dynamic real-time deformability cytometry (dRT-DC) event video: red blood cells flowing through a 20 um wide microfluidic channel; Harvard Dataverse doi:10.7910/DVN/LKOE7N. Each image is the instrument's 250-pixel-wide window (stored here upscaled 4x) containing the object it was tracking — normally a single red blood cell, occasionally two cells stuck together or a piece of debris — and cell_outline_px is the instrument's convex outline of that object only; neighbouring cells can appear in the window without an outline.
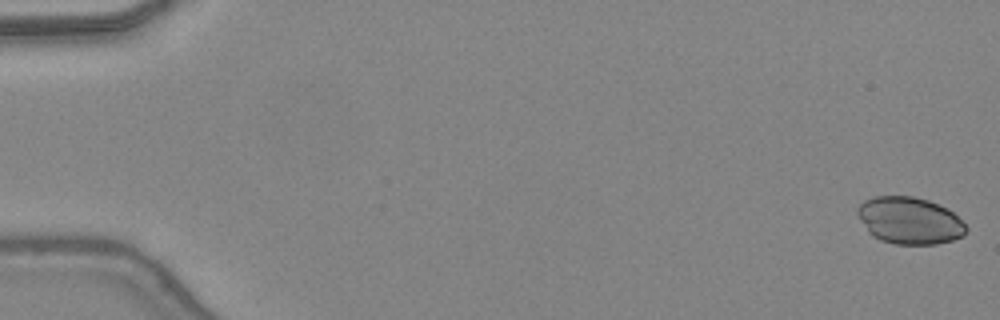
{"species": "common noctule bat (a hibernating species)", "species_latin": "Nyctalus noctula", "temperature_condition": "warm", "stored_images_in_passage": 47, "camera_frame_rate_fps": 3000, "um_per_image_px": 0.085, "animal": {"sex": "female", "body_mass_g": 24.6, "forearm_length_mm": 56.2}, "frame": {"image": 1, "passage_image": 1, "time_ms": 0.0, "image_size_px": [1000, 320], "cell_outline_px": [[968, 228], [964, 236], [952, 240], [936, 244], [896, 244], [880, 240], [872, 236], [868, 232], [860, 220], [856, 212], [856, 208], [864, 200], [876, 196], [912, 196], [928, 200], [948, 208]], "centroid_in_image_um": [77.29, 18.75], "position_along_channel_um": 7.7, "area_um2": 29.82}}